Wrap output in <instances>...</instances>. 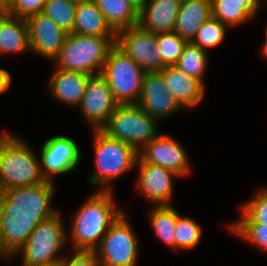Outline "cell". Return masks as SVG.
Returning a JSON list of instances; mask_svg holds the SVG:
<instances>
[{
    "mask_svg": "<svg viewBox=\"0 0 267 266\" xmlns=\"http://www.w3.org/2000/svg\"><path fill=\"white\" fill-rule=\"evenodd\" d=\"M53 182L0 191V258H11L34 229L58 210L52 208Z\"/></svg>",
    "mask_w": 267,
    "mask_h": 266,
    "instance_id": "cell-1",
    "label": "cell"
},
{
    "mask_svg": "<svg viewBox=\"0 0 267 266\" xmlns=\"http://www.w3.org/2000/svg\"><path fill=\"white\" fill-rule=\"evenodd\" d=\"M114 202L112 190H99L74 214L70 233L74 250H94L99 245L122 213Z\"/></svg>",
    "mask_w": 267,
    "mask_h": 266,
    "instance_id": "cell-2",
    "label": "cell"
},
{
    "mask_svg": "<svg viewBox=\"0 0 267 266\" xmlns=\"http://www.w3.org/2000/svg\"><path fill=\"white\" fill-rule=\"evenodd\" d=\"M40 160L18 136L0 133V191L44 183Z\"/></svg>",
    "mask_w": 267,
    "mask_h": 266,
    "instance_id": "cell-3",
    "label": "cell"
},
{
    "mask_svg": "<svg viewBox=\"0 0 267 266\" xmlns=\"http://www.w3.org/2000/svg\"><path fill=\"white\" fill-rule=\"evenodd\" d=\"M116 36L67 34L63 47L54 59L56 68L90 76L100 75ZM98 70V71H97Z\"/></svg>",
    "mask_w": 267,
    "mask_h": 266,
    "instance_id": "cell-4",
    "label": "cell"
},
{
    "mask_svg": "<svg viewBox=\"0 0 267 266\" xmlns=\"http://www.w3.org/2000/svg\"><path fill=\"white\" fill-rule=\"evenodd\" d=\"M93 131L97 170L90 176L89 183L102 186L100 190L109 191L114 179L136 167L139 153L133 146L110 138L101 130Z\"/></svg>",
    "mask_w": 267,
    "mask_h": 266,
    "instance_id": "cell-5",
    "label": "cell"
},
{
    "mask_svg": "<svg viewBox=\"0 0 267 266\" xmlns=\"http://www.w3.org/2000/svg\"><path fill=\"white\" fill-rule=\"evenodd\" d=\"M100 75L119 105L138 103L145 71L116 44L110 49Z\"/></svg>",
    "mask_w": 267,
    "mask_h": 266,
    "instance_id": "cell-6",
    "label": "cell"
},
{
    "mask_svg": "<svg viewBox=\"0 0 267 266\" xmlns=\"http://www.w3.org/2000/svg\"><path fill=\"white\" fill-rule=\"evenodd\" d=\"M157 122L137 104L118 105L100 130L139 151L159 134Z\"/></svg>",
    "mask_w": 267,
    "mask_h": 266,
    "instance_id": "cell-7",
    "label": "cell"
},
{
    "mask_svg": "<svg viewBox=\"0 0 267 266\" xmlns=\"http://www.w3.org/2000/svg\"><path fill=\"white\" fill-rule=\"evenodd\" d=\"M61 214L42 221L27 241L14 254L23 256V266H37L59 262L63 256H56L67 241V232Z\"/></svg>",
    "mask_w": 267,
    "mask_h": 266,
    "instance_id": "cell-8",
    "label": "cell"
},
{
    "mask_svg": "<svg viewBox=\"0 0 267 266\" xmlns=\"http://www.w3.org/2000/svg\"><path fill=\"white\" fill-rule=\"evenodd\" d=\"M137 237L123 212L94 249L100 266H135Z\"/></svg>",
    "mask_w": 267,
    "mask_h": 266,
    "instance_id": "cell-9",
    "label": "cell"
},
{
    "mask_svg": "<svg viewBox=\"0 0 267 266\" xmlns=\"http://www.w3.org/2000/svg\"><path fill=\"white\" fill-rule=\"evenodd\" d=\"M115 44L145 72H160L166 67L156 34L143 30L138 25L118 31Z\"/></svg>",
    "mask_w": 267,
    "mask_h": 266,
    "instance_id": "cell-10",
    "label": "cell"
},
{
    "mask_svg": "<svg viewBox=\"0 0 267 266\" xmlns=\"http://www.w3.org/2000/svg\"><path fill=\"white\" fill-rule=\"evenodd\" d=\"M41 173L46 181L53 182L55 174L73 171L81 160V152L74 140L56 135L47 139L41 148Z\"/></svg>",
    "mask_w": 267,
    "mask_h": 266,
    "instance_id": "cell-11",
    "label": "cell"
},
{
    "mask_svg": "<svg viewBox=\"0 0 267 266\" xmlns=\"http://www.w3.org/2000/svg\"><path fill=\"white\" fill-rule=\"evenodd\" d=\"M119 104L101 75L92 76L86 86L79 108L93 130H100Z\"/></svg>",
    "mask_w": 267,
    "mask_h": 266,
    "instance_id": "cell-12",
    "label": "cell"
},
{
    "mask_svg": "<svg viewBox=\"0 0 267 266\" xmlns=\"http://www.w3.org/2000/svg\"><path fill=\"white\" fill-rule=\"evenodd\" d=\"M137 105L157 121L183 108L166 88L160 72H145Z\"/></svg>",
    "mask_w": 267,
    "mask_h": 266,
    "instance_id": "cell-13",
    "label": "cell"
},
{
    "mask_svg": "<svg viewBox=\"0 0 267 266\" xmlns=\"http://www.w3.org/2000/svg\"><path fill=\"white\" fill-rule=\"evenodd\" d=\"M138 153L143 161L170 169L180 177H184L190 172L187 153L177 141L168 135L158 134Z\"/></svg>",
    "mask_w": 267,
    "mask_h": 266,
    "instance_id": "cell-14",
    "label": "cell"
},
{
    "mask_svg": "<svg viewBox=\"0 0 267 266\" xmlns=\"http://www.w3.org/2000/svg\"><path fill=\"white\" fill-rule=\"evenodd\" d=\"M26 22L30 51L53 61L60 53L68 33L43 13L27 17Z\"/></svg>",
    "mask_w": 267,
    "mask_h": 266,
    "instance_id": "cell-15",
    "label": "cell"
},
{
    "mask_svg": "<svg viewBox=\"0 0 267 266\" xmlns=\"http://www.w3.org/2000/svg\"><path fill=\"white\" fill-rule=\"evenodd\" d=\"M139 166L138 189L149 202L156 206L171 205L173 193V177H180L176 172L143 161L139 156L136 162Z\"/></svg>",
    "mask_w": 267,
    "mask_h": 266,
    "instance_id": "cell-16",
    "label": "cell"
},
{
    "mask_svg": "<svg viewBox=\"0 0 267 266\" xmlns=\"http://www.w3.org/2000/svg\"><path fill=\"white\" fill-rule=\"evenodd\" d=\"M181 0H144L139 6L138 26L154 34L172 32Z\"/></svg>",
    "mask_w": 267,
    "mask_h": 266,
    "instance_id": "cell-17",
    "label": "cell"
},
{
    "mask_svg": "<svg viewBox=\"0 0 267 266\" xmlns=\"http://www.w3.org/2000/svg\"><path fill=\"white\" fill-rule=\"evenodd\" d=\"M160 73L166 88L183 108H191L200 104L205 94L204 83L187 75L175 65L166 66Z\"/></svg>",
    "mask_w": 267,
    "mask_h": 266,
    "instance_id": "cell-18",
    "label": "cell"
},
{
    "mask_svg": "<svg viewBox=\"0 0 267 266\" xmlns=\"http://www.w3.org/2000/svg\"><path fill=\"white\" fill-rule=\"evenodd\" d=\"M91 77L82 72L56 68L47 88L53 98L71 106L77 105L78 107Z\"/></svg>",
    "mask_w": 267,
    "mask_h": 266,
    "instance_id": "cell-19",
    "label": "cell"
},
{
    "mask_svg": "<svg viewBox=\"0 0 267 266\" xmlns=\"http://www.w3.org/2000/svg\"><path fill=\"white\" fill-rule=\"evenodd\" d=\"M210 17H212L210 0L181 1L173 31L190 42L200 29V26Z\"/></svg>",
    "mask_w": 267,
    "mask_h": 266,
    "instance_id": "cell-20",
    "label": "cell"
},
{
    "mask_svg": "<svg viewBox=\"0 0 267 266\" xmlns=\"http://www.w3.org/2000/svg\"><path fill=\"white\" fill-rule=\"evenodd\" d=\"M30 50L26 19L4 12L0 16V54Z\"/></svg>",
    "mask_w": 267,
    "mask_h": 266,
    "instance_id": "cell-21",
    "label": "cell"
},
{
    "mask_svg": "<svg viewBox=\"0 0 267 266\" xmlns=\"http://www.w3.org/2000/svg\"><path fill=\"white\" fill-rule=\"evenodd\" d=\"M72 33L89 36H116L94 1L77 4Z\"/></svg>",
    "mask_w": 267,
    "mask_h": 266,
    "instance_id": "cell-22",
    "label": "cell"
},
{
    "mask_svg": "<svg viewBox=\"0 0 267 266\" xmlns=\"http://www.w3.org/2000/svg\"><path fill=\"white\" fill-rule=\"evenodd\" d=\"M107 23L117 33L138 24L139 6L135 0H93Z\"/></svg>",
    "mask_w": 267,
    "mask_h": 266,
    "instance_id": "cell-23",
    "label": "cell"
},
{
    "mask_svg": "<svg viewBox=\"0 0 267 266\" xmlns=\"http://www.w3.org/2000/svg\"><path fill=\"white\" fill-rule=\"evenodd\" d=\"M211 16L228 28L250 20L257 13L260 1L210 0Z\"/></svg>",
    "mask_w": 267,
    "mask_h": 266,
    "instance_id": "cell-24",
    "label": "cell"
},
{
    "mask_svg": "<svg viewBox=\"0 0 267 266\" xmlns=\"http://www.w3.org/2000/svg\"><path fill=\"white\" fill-rule=\"evenodd\" d=\"M152 209L149 214L152 229L160 241L175 250L176 220L180 214L171 205H154Z\"/></svg>",
    "mask_w": 267,
    "mask_h": 266,
    "instance_id": "cell-25",
    "label": "cell"
},
{
    "mask_svg": "<svg viewBox=\"0 0 267 266\" xmlns=\"http://www.w3.org/2000/svg\"><path fill=\"white\" fill-rule=\"evenodd\" d=\"M207 58L206 50L191 42H187L175 66L187 75L195 77L203 83V73L208 62Z\"/></svg>",
    "mask_w": 267,
    "mask_h": 266,
    "instance_id": "cell-26",
    "label": "cell"
},
{
    "mask_svg": "<svg viewBox=\"0 0 267 266\" xmlns=\"http://www.w3.org/2000/svg\"><path fill=\"white\" fill-rule=\"evenodd\" d=\"M76 6L70 0H47L42 13L70 34L73 31Z\"/></svg>",
    "mask_w": 267,
    "mask_h": 266,
    "instance_id": "cell-27",
    "label": "cell"
},
{
    "mask_svg": "<svg viewBox=\"0 0 267 266\" xmlns=\"http://www.w3.org/2000/svg\"><path fill=\"white\" fill-rule=\"evenodd\" d=\"M227 28L218 19L210 17L200 26V29L190 42L207 51L208 48L211 49L223 42Z\"/></svg>",
    "mask_w": 267,
    "mask_h": 266,
    "instance_id": "cell-28",
    "label": "cell"
},
{
    "mask_svg": "<svg viewBox=\"0 0 267 266\" xmlns=\"http://www.w3.org/2000/svg\"><path fill=\"white\" fill-rule=\"evenodd\" d=\"M200 225L190 217H181L176 220L175 250L193 249L201 239Z\"/></svg>",
    "mask_w": 267,
    "mask_h": 266,
    "instance_id": "cell-29",
    "label": "cell"
},
{
    "mask_svg": "<svg viewBox=\"0 0 267 266\" xmlns=\"http://www.w3.org/2000/svg\"><path fill=\"white\" fill-rule=\"evenodd\" d=\"M156 39L164 64L166 66L176 65L188 41L175 31L158 33Z\"/></svg>",
    "mask_w": 267,
    "mask_h": 266,
    "instance_id": "cell-30",
    "label": "cell"
},
{
    "mask_svg": "<svg viewBox=\"0 0 267 266\" xmlns=\"http://www.w3.org/2000/svg\"><path fill=\"white\" fill-rule=\"evenodd\" d=\"M241 218L236 223H263L267 225V188L261 189L242 207Z\"/></svg>",
    "mask_w": 267,
    "mask_h": 266,
    "instance_id": "cell-31",
    "label": "cell"
},
{
    "mask_svg": "<svg viewBox=\"0 0 267 266\" xmlns=\"http://www.w3.org/2000/svg\"><path fill=\"white\" fill-rule=\"evenodd\" d=\"M228 226L234 234L267 251V225L263 223H232Z\"/></svg>",
    "mask_w": 267,
    "mask_h": 266,
    "instance_id": "cell-32",
    "label": "cell"
},
{
    "mask_svg": "<svg viewBox=\"0 0 267 266\" xmlns=\"http://www.w3.org/2000/svg\"><path fill=\"white\" fill-rule=\"evenodd\" d=\"M47 0H11L7 14L26 19L27 17L42 13Z\"/></svg>",
    "mask_w": 267,
    "mask_h": 266,
    "instance_id": "cell-33",
    "label": "cell"
},
{
    "mask_svg": "<svg viewBox=\"0 0 267 266\" xmlns=\"http://www.w3.org/2000/svg\"><path fill=\"white\" fill-rule=\"evenodd\" d=\"M60 266H100L94 250H74L71 258L63 257Z\"/></svg>",
    "mask_w": 267,
    "mask_h": 266,
    "instance_id": "cell-34",
    "label": "cell"
},
{
    "mask_svg": "<svg viewBox=\"0 0 267 266\" xmlns=\"http://www.w3.org/2000/svg\"><path fill=\"white\" fill-rule=\"evenodd\" d=\"M10 73L3 68H0V94L5 92L12 82Z\"/></svg>",
    "mask_w": 267,
    "mask_h": 266,
    "instance_id": "cell-35",
    "label": "cell"
},
{
    "mask_svg": "<svg viewBox=\"0 0 267 266\" xmlns=\"http://www.w3.org/2000/svg\"><path fill=\"white\" fill-rule=\"evenodd\" d=\"M11 3V0H0V7L6 11Z\"/></svg>",
    "mask_w": 267,
    "mask_h": 266,
    "instance_id": "cell-36",
    "label": "cell"
},
{
    "mask_svg": "<svg viewBox=\"0 0 267 266\" xmlns=\"http://www.w3.org/2000/svg\"><path fill=\"white\" fill-rule=\"evenodd\" d=\"M266 33H267V29H266ZM261 51H262V54L264 55V57H266V59H267V38L265 39V42L262 46Z\"/></svg>",
    "mask_w": 267,
    "mask_h": 266,
    "instance_id": "cell-37",
    "label": "cell"
},
{
    "mask_svg": "<svg viewBox=\"0 0 267 266\" xmlns=\"http://www.w3.org/2000/svg\"><path fill=\"white\" fill-rule=\"evenodd\" d=\"M75 4L85 3V2H91L93 0H70Z\"/></svg>",
    "mask_w": 267,
    "mask_h": 266,
    "instance_id": "cell-38",
    "label": "cell"
},
{
    "mask_svg": "<svg viewBox=\"0 0 267 266\" xmlns=\"http://www.w3.org/2000/svg\"><path fill=\"white\" fill-rule=\"evenodd\" d=\"M37 266H60V261L59 262H54V263H51V264L37 265Z\"/></svg>",
    "mask_w": 267,
    "mask_h": 266,
    "instance_id": "cell-39",
    "label": "cell"
},
{
    "mask_svg": "<svg viewBox=\"0 0 267 266\" xmlns=\"http://www.w3.org/2000/svg\"><path fill=\"white\" fill-rule=\"evenodd\" d=\"M234 1H261V0H234Z\"/></svg>",
    "mask_w": 267,
    "mask_h": 266,
    "instance_id": "cell-40",
    "label": "cell"
},
{
    "mask_svg": "<svg viewBox=\"0 0 267 266\" xmlns=\"http://www.w3.org/2000/svg\"><path fill=\"white\" fill-rule=\"evenodd\" d=\"M5 11L0 7V16L4 13Z\"/></svg>",
    "mask_w": 267,
    "mask_h": 266,
    "instance_id": "cell-41",
    "label": "cell"
},
{
    "mask_svg": "<svg viewBox=\"0 0 267 266\" xmlns=\"http://www.w3.org/2000/svg\"><path fill=\"white\" fill-rule=\"evenodd\" d=\"M135 1L141 4L144 0H135Z\"/></svg>",
    "mask_w": 267,
    "mask_h": 266,
    "instance_id": "cell-42",
    "label": "cell"
}]
</instances>
